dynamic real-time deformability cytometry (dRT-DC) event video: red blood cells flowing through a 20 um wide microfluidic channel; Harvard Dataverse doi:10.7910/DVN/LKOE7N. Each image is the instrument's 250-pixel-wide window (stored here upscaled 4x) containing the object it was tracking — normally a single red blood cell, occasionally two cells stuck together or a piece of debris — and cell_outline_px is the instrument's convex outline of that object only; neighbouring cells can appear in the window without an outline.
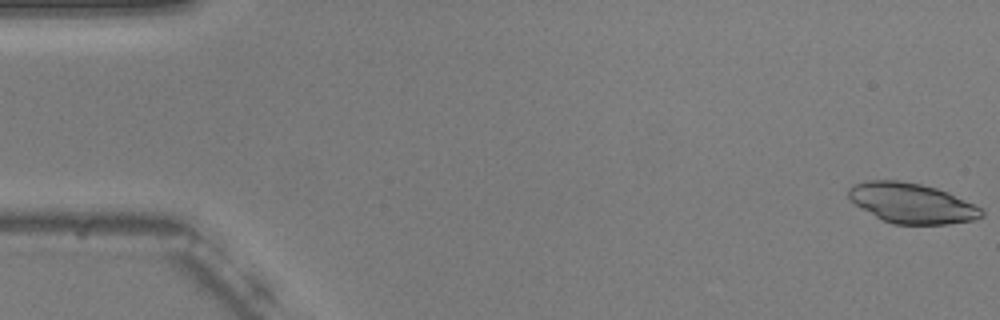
{"species": "common noctule bat (a hibernating species)", "species_latin": "Nyctalus noctula", "temperature_condition": "warm", "stored_images_in_passage": 20, "camera_frame_rate_fps": 3000, "um_per_image_px": 0.085, "animal": {"sex": "male", "body_mass_g": 20.5, "forearm_length_mm": 52.5}, "frame": {"image": 1, "passage_image": 1, "time_ms": 0.0, "image_size_px": [1000, 320], "cell_outline_px": [[984, 216], [972, 220], [948, 224], [892, 224], [876, 216], [856, 204], [848, 196], [848, 188], [852, 184], [864, 180], [900, 180], [920, 184], [936, 188], [948, 192], [980, 208], [984, 212]], "centroid_in_image_um": [77.48, 17.25], "position_along_channel_um": 7.5, "area_um2": 30.81}}